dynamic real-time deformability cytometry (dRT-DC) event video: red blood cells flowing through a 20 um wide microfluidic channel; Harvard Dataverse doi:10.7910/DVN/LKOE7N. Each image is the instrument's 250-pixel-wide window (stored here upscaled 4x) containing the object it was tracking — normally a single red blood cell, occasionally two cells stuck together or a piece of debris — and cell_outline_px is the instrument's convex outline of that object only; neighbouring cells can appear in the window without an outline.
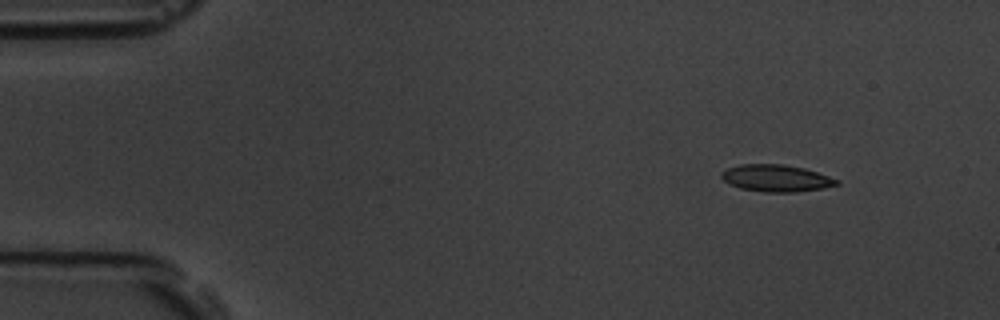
{"species": "common noctule bat (a hibernating species)", "species_latin": "Nyctalus noctula", "temperature_condition": "room temperature", "stored_images_in_passage": 50, "camera_frame_rate_fps": 3000, "um_per_image_px": 0.085, "animal": {"sex": "male", "body_mass_g": 19.5, "forearm_length_mm": 54.6}, "frame": {"image": 1, "passage_image": 1, "time_ms": 0.0, "image_size_px": [1000, 320], "cell_outline_px": [[840, 184], [824, 188], [796, 192], [764, 192], [740, 188], [728, 184], [720, 176], [720, 172], [728, 168], [740, 164], [784, 164], [804, 168], [840, 180]], "centroid_in_image_um": [65.96, 15.15], "position_along_channel_um": 19.0, "area_um2": 18.21}}
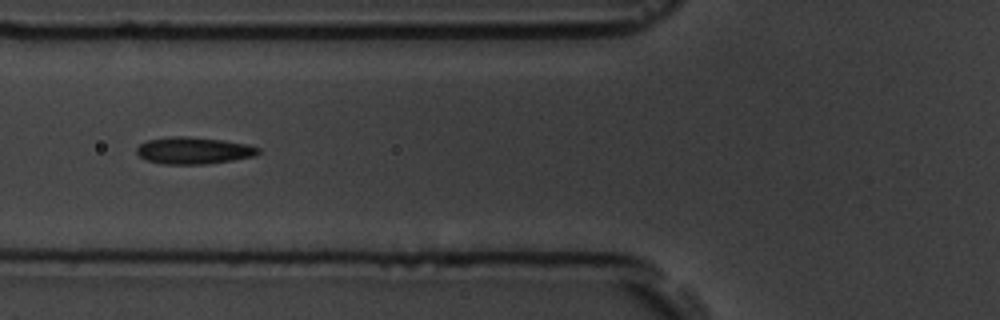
{"frame": {"image": 2, "passage_image": 16, "time_ms": 5.0, "image_size_px": [1000, 320], "cell_outline_px": [[260, 152], [252, 156], [232, 160], [204, 164], [164, 164], [148, 160], [140, 156], [136, 152], [136, 148], [140, 144], [148, 140], [172, 136], [188, 136], [224, 140], [248, 144], [260, 148]], "centroid_in_image_um": [16.46, 12.78], "position_along_channel_um": 109.3, "area_um2": 18.96}}
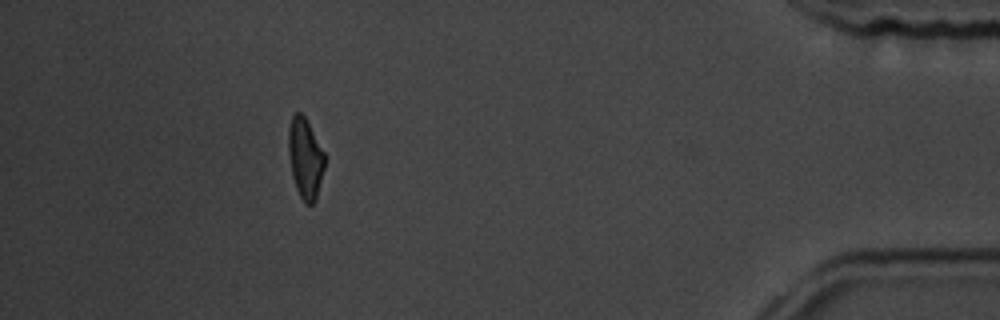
{"frame": {"image": 3, "passage_image": 45, "time_ms": 14.667, "image_size_px": [1000, 320], "cell_outline_px": [[324, 168], [316, 200], [312, 204], [304, 204], [296, 188], [292, 176], [288, 152], [288, 128], [292, 116], [296, 112], [300, 112], [304, 116], [324, 152]], "centroid_in_image_um": [25.93, 13.47], "position_along_channel_um": 409.3, "area_um2": 16.88}, "authors_computed_cell_mechanics": {"area_um2": 18.2359, "velocity_mm_per_s": 3.6801, "shape_relaxation_time_tau1_ms": 4.454, "shape_relaxation_time_tau2_ms": 1.9889, "deformation_change_tau1": 0.1402, "deformation_change_tau2": 0.0725}}